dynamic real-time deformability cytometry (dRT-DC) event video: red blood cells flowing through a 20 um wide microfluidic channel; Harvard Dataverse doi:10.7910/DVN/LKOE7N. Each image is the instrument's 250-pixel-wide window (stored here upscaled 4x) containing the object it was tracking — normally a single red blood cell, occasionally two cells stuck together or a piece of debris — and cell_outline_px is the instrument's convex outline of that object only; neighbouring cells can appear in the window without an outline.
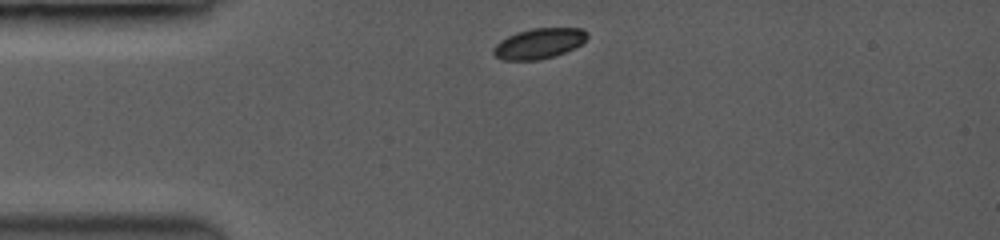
{"species": "common noctule bat (a hibernating species)", "species_latin": "Nyctalus noctula", "temperature_condition": "room temperature", "stored_images_in_passage": 12, "camera_frame_rate_fps": 3500, "um_per_image_px": 0.085, "animal": {"sex": "female", "body_mass_g": 19.0, "forearm_length_mm": 53.3}, "frame": {"image": 1, "passage_image": 1, "time_ms": 0.0, "image_size_px": [1000, 240], "cell_outline_px": [[588, 36], [580, 44], [564, 52], [552, 56], [536, 60], [504, 60], [496, 56], [492, 52], [492, 48], [500, 40], [516, 32], [532, 28], [580, 28], [588, 32]], "centroid_in_image_um": [45.77, 3.68], "position_along_channel_um": 39.2, "area_um2": 16.42}}
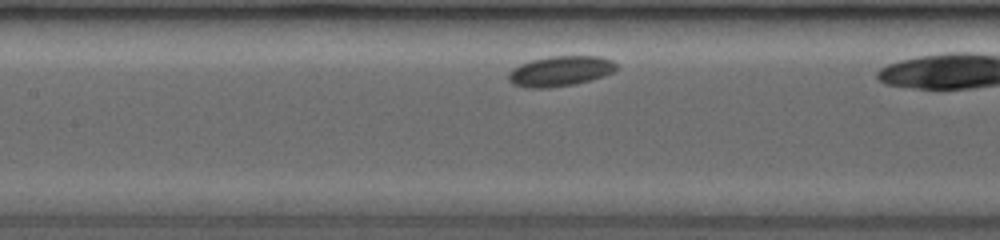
{"frame": {"image": 2, "passage_image": 12, "time_ms": 5.143, "image_size_px": [1000, 240], "cell_outline_px": [[620, 68], [604, 76], [592, 80], [572, 84], [548, 88], [528, 88], [512, 84], [508, 80], [508, 72], [512, 68], [520, 64], [532, 60], [552, 56], [600, 56], [612, 60]], "centroid_in_image_um": [47.62, 6.04], "position_along_channel_um": 159.8, "area_um2": 19.13}}